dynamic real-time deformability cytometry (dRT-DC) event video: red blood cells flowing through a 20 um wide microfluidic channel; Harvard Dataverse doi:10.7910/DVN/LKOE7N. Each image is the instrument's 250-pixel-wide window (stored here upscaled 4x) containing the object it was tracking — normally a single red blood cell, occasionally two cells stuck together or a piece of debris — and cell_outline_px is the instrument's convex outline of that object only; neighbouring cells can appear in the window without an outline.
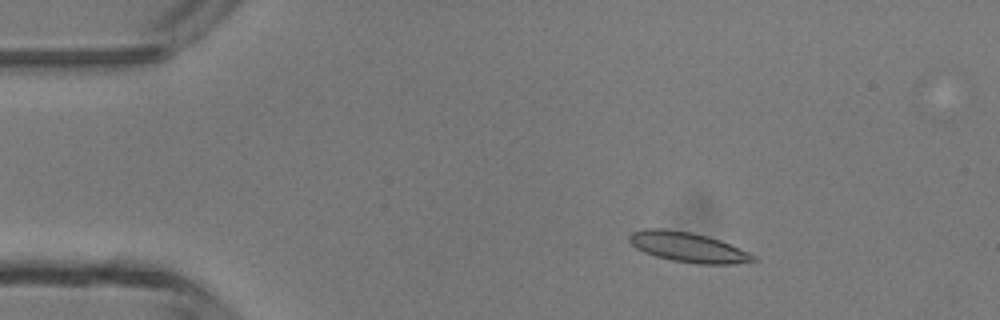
{"species": "common noctule bat (a hibernating species)", "species_latin": "Nyctalus noctula", "temperature_condition": "room temperature", "stored_images_in_passage": 5, "camera_frame_rate_fps": 3000, "um_per_image_px": 0.085, "animal": {"sex": "male", "body_mass_g": 13.3}, "frame": {"image": 1, "passage_image": 2, "time_ms": 1.333, "image_size_px": [1000, 320], "cell_outline_px": [[756, 260], [732, 264], [696, 264], [672, 260], [656, 256], [644, 252], [636, 248], [628, 240], [628, 236], [632, 232], [644, 228], [664, 228], [688, 232], [708, 236], [720, 240], [748, 252], [756, 256]], "centroid_in_image_um": [58.44, 21.0], "position_along_channel_um": 26.6, "area_um2": 21.5}}
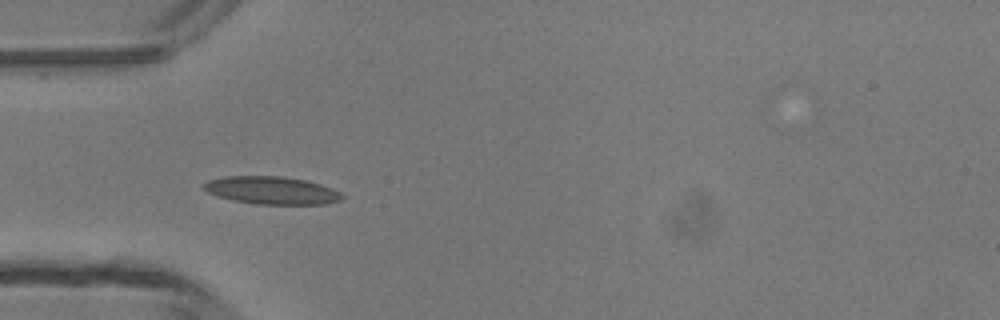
{"frame": {"image": 2, "passage_image": 4, "time_ms": 3.667, "image_size_px": [1000, 320], "cell_outline_px": [[344, 196], [340, 200], [324, 204], [256, 204], [232, 200], [216, 196], [208, 192], [200, 184], [208, 180], [224, 176], [280, 176], [304, 180], [320, 184], [332, 188], [340, 192]], "centroid_in_image_um": [23.05, 16.18], "position_along_channel_um": 62.0, "area_um2": 22.37}}
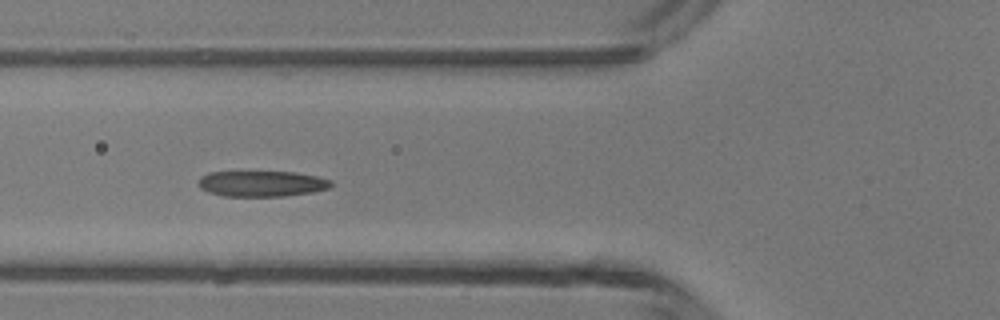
{"frame": {"image": 3, "passage_image": 5, "time_ms": 4.667, "image_size_px": [1000, 320], "cell_outline_px": [[332, 184], [328, 188], [312, 192], [284, 196], [224, 196], [208, 192], [200, 188], [200, 176], [208, 172], [296, 172], [316, 176], [332, 180]], "centroid_in_image_um": [22.25, 15.61], "position_along_channel_um": 103.5, "area_um2": 19.83}}